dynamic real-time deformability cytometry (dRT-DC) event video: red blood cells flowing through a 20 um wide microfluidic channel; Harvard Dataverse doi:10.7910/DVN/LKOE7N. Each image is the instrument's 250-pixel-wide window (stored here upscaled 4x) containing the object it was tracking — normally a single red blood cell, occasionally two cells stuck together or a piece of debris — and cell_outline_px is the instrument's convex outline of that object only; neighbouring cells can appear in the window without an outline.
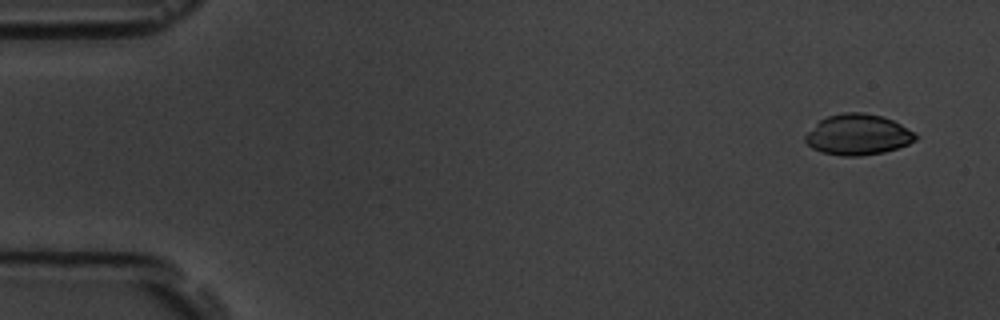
{"species": "common noctule bat (a hibernating species)", "species_latin": "Nyctalus noctula", "temperature_condition": "room temperature", "stored_images_in_passage": 4, "camera_frame_rate_fps": 3000, "um_per_image_px": 0.085, "animal": {"sex": "male", "body_mass_g": 19.5, "forearm_length_mm": 54.6}, "frame": {"image": 1, "passage_image": 1, "time_ms": 0.0, "image_size_px": [1000, 320], "cell_outline_px": [[920, 136], [916, 140], [908, 144], [884, 152], [860, 156], [840, 156], [820, 152], [812, 148], [804, 140], [804, 136], [820, 120], [828, 116], [844, 112], [864, 112], [884, 116], [900, 124]], "centroid_in_image_um": [72.92, 11.45], "position_along_channel_um": 12.1, "area_um2": 26.24}}